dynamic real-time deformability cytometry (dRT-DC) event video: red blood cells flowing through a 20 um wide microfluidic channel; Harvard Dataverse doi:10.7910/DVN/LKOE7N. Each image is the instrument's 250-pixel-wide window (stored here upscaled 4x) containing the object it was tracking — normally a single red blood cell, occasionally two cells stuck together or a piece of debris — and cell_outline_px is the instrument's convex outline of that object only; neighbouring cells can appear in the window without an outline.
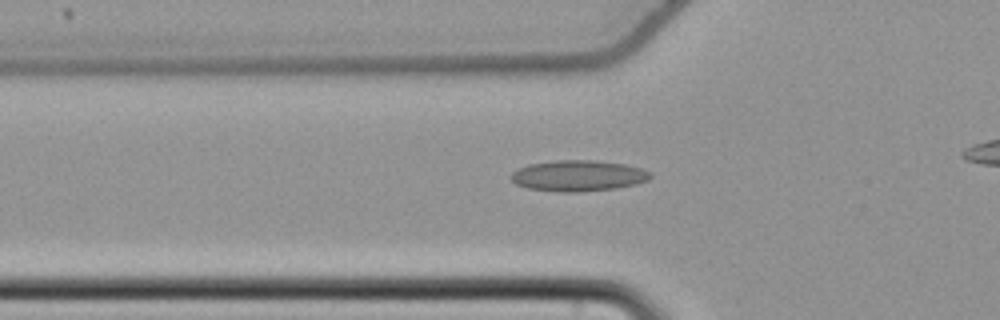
{"species": "common noctule bat (a hibernating species)", "species_latin": "Nyctalus noctula", "temperature_condition": "cold", "stored_images_in_passage": 38, "camera_frame_rate_fps": 3000, "um_per_image_px": 0.085, "animal": {"sex": "female", "body_mass_g": 22.7, "forearm_length_mm": 54.2}, "frame": {"image": 1, "passage_image": 9, "time_ms": 2.667, "image_size_px": [1000, 320], "cell_outline_px": [[652, 176], [648, 180], [636, 184], [616, 188], [580, 192], [560, 192], [528, 188], [516, 184], [508, 176], [516, 168], [528, 164], [556, 160], [596, 160], [624, 164], [640, 168], [652, 172]], "centroid_in_image_um": [49.13, 14.93], "position_along_channel_um": 76.7, "area_um2": 25.37}}
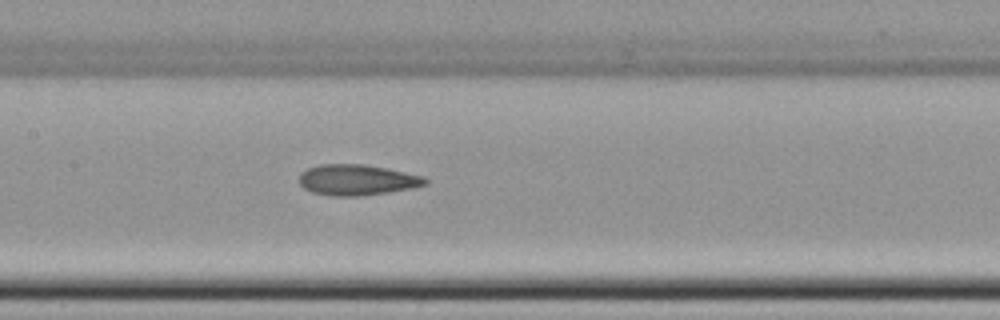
{"frame": {"image": 2, "passage_image": 17, "time_ms": 5.333, "image_size_px": [1000, 320], "cell_outline_px": [[428, 184], [412, 188], [388, 192], [360, 196], [332, 196], [312, 192], [304, 188], [300, 184], [300, 172], [308, 168], [320, 164], [364, 164], [388, 168], [424, 176], [428, 180]], "centroid_in_image_um": [30.36, 15.29], "position_along_channel_um": 177.0, "area_um2": 22.72}}
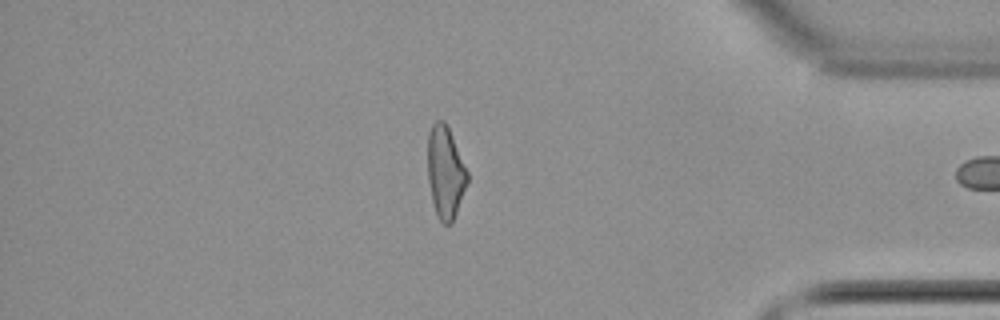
{"frame": {"image": 3, "passage_image": 37, "time_ms": 12.0, "image_size_px": [1000, 320], "cell_outline_px": [[468, 180], [452, 224], [444, 224], [440, 220], [436, 212], [432, 200], [428, 180], [428, 132], [432, 124], [436, 120], [444, 120], [452, 136], [468, 172]], "centroid_in_image_um": [37.85, 14.63], "position_along_channel_um": 397.4, "area_um2": 21.04}}